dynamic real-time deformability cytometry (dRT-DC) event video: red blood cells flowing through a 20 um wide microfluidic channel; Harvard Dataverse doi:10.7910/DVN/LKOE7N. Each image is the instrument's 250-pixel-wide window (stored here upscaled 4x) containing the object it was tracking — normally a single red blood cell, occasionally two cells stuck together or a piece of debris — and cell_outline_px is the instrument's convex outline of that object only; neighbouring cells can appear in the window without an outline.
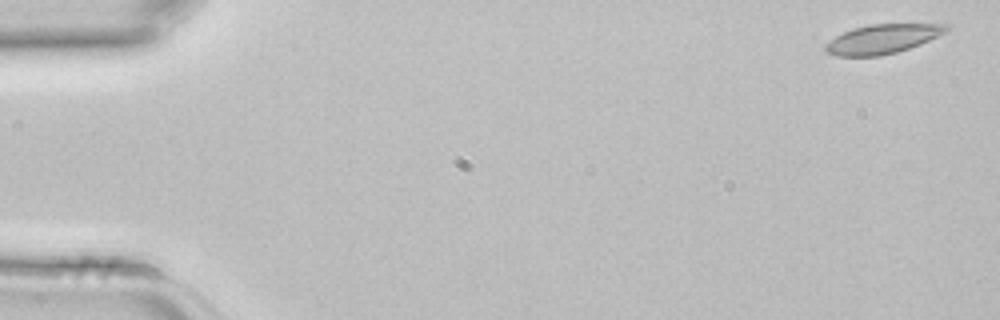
{"species": "common noctule bat (a hibernating species)", "species_latin": "Nyctalus noctula", "temperature_condition": "room temperature", "stored_images_in_passage": 4, "camera_frame_rate_fps": 3000, "um_per_image_px": 0.085, "animal": {"sex": "female", "body_mass_g": 22.7, "forearm_length_mm": 54.2}, "frame": {"image": 1, "passage_image": 1, "time_ms": 0.0, "image_size_px": [1000, 320], "cell_outline_px": [[952, 28], [948, 32], [920, 44], [896, 52], [880, 56], [836, 56], [828, 52], [824, 48], [824, 44], [836, 36], [852, 28], [868, 24], [948, 24]], "centroid_in_image_um": [75.04, 3.3], "position_along_channel_um": 10.0, "area_um2": 20.69}}
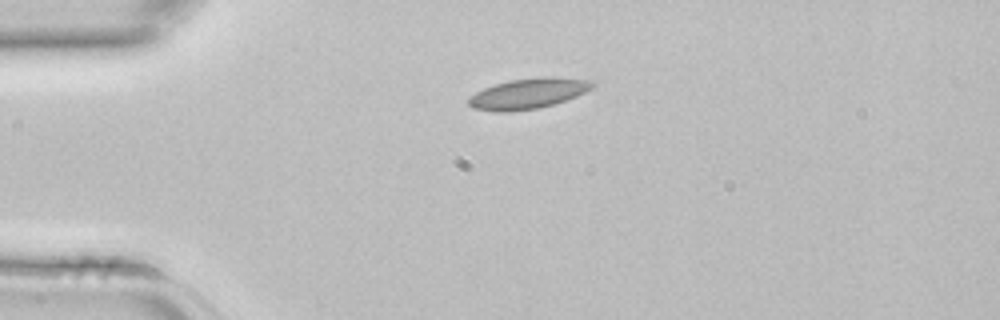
{"frame": {"image": 2, "passage_image": 3, "time_ms": 0.667, "image_size_px": [1000, 320], "cell_outline_px": [[596, 84], [592, 88], [576, 96], [552, 104], [536, 108], [508, 112], [496, 112], [472, 108], [468, 104], [468, 96], [484, 88], [496, 84], [512, 80], [540, 76], [552, 76], [588, 80]], "centroid_in_image_um": [44.86, 7.95], "position_along_channel_um": 40.1, "area_um2": 21.85}}
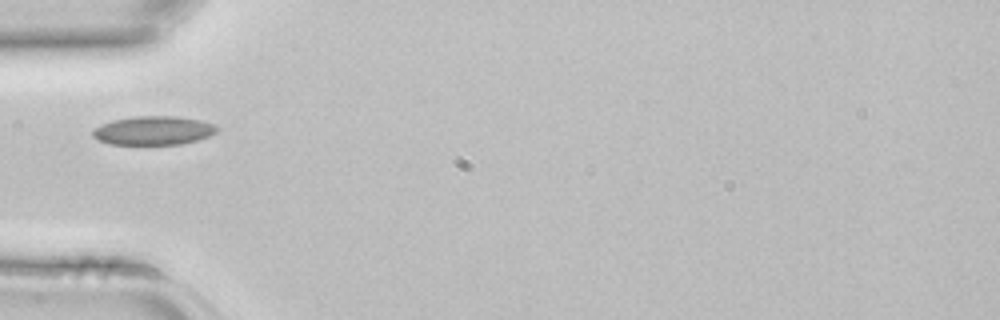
{"frame": {"image": 3, "passage_image": 4, "time_ms": 1.0, "image_size_px": [1000, 320], "cell_outline_px": [[220, 128], [216, 132], [208, 136], [196, 140], [180, 144], [108, 144], [92, 136], [92, 132], [96, 128], [112, 120], [136, 116], [176, 116], [200, 120], [216, 124]], "centroid_in_image_um": [13.08, 11.09], "position_along_channel_um": 71.9, "area_um2": 20.69}}